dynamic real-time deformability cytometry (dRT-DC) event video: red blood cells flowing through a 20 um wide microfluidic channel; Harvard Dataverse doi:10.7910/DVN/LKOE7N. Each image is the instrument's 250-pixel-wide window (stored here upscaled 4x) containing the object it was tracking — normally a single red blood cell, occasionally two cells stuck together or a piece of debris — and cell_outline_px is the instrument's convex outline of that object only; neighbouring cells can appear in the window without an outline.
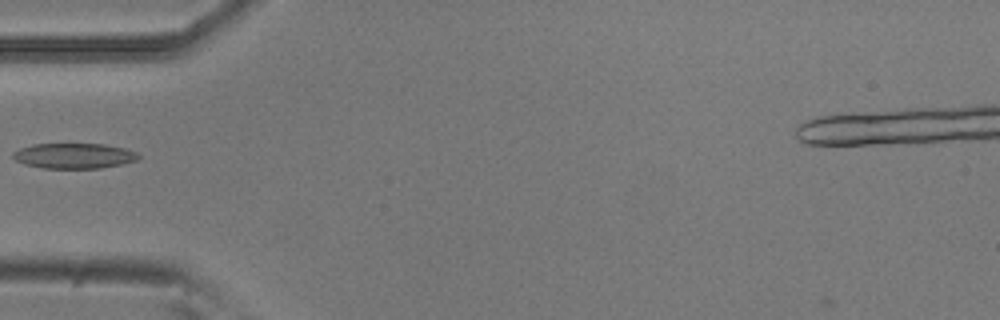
{"species": "common noctule bat (a hibernating species)", "species_latin": "Nyctalus noctula", "temperature_condition": "room temperature", "stored_images_in_passage": 35, "camera_frame_rate_fps": 3000, "um_per_image_px": 0.085, "animal": {"sex": "male", "body_mass_g": 20.5, "forearm_length_mm": 52.5}, "frame": {"image": 1, "passage_image": 1, "time_ms": 0.0, "image_size_px": [1000, 320], "cell_outline_px": [[140, 156], [136, 160], [120, 164], [100, 168], [40, 168], [24, 164], [16, 160], [12, 156], [12, 152], [20, 148], [32, 144], [104, 144], [124, 148], [136, 152]], "centroid_in_image_um": [6.25, 13.24], "position_along_channel_um": 78.7, "area_um2": 18.44}}
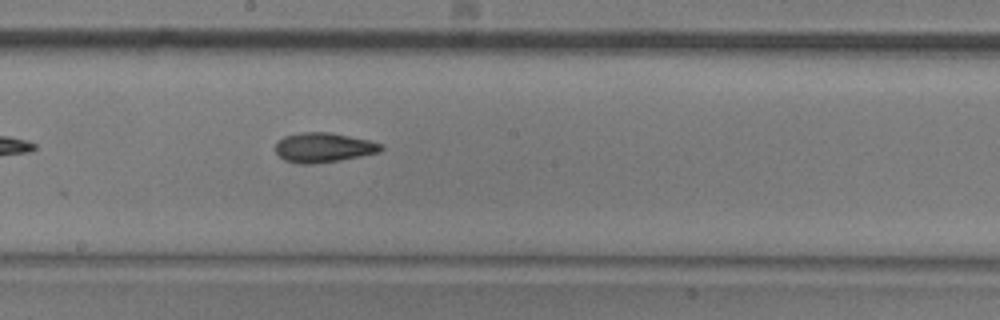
{"frame": {"image": 2, "passage_image": 12, "time_ms": 3.667, "image_size_px": [1000, 320], "cell_outline_px": [[384, 148], [380, 152], [340, 160], [312, 164], [300, 164], [284, 160], [276, 152], [276, 144], [284, 136], [300, 132], [328, 132], [368, 140], [384, 144]], "centroid_in_image_um": [27.51, 12.54], "position_along_channel_um": 220.7, "area_um2": 18.15}}
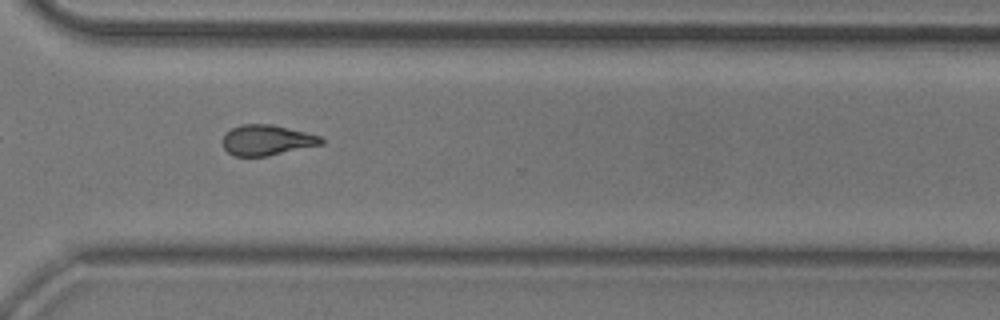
{"frame": {"image": 3, "passage_image": 22, "time_ms": 7.0, "image_size_px": [1000, 320], "cell_outline_px": [[324, 144], [268, 156], [236, 156], [228, 152], [224, 148], [224, 136], [232, 128], [240, 124], [272, 124], [320, 136], [324, 140]], "centroid_in_image_um": [22.71, 11.91], "position_along_channel_um": 347.9, "area_um2": 17.34}}